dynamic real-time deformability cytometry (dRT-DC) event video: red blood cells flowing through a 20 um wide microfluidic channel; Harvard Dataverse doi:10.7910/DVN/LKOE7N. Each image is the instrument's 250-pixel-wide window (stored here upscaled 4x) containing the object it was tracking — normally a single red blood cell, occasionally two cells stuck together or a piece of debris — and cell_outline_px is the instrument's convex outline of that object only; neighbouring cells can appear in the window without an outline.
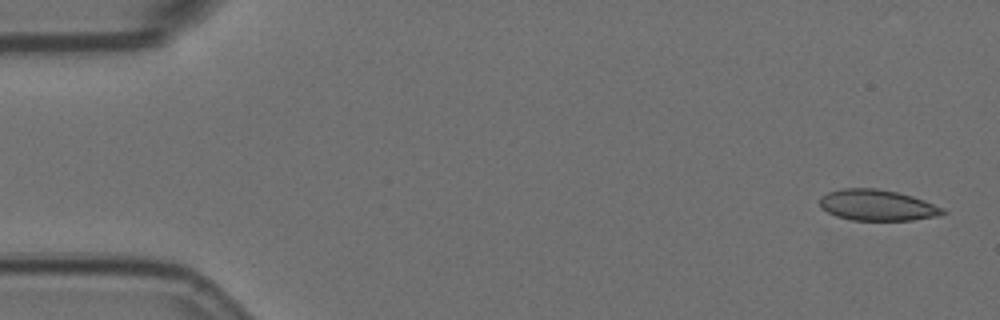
{"species": "Egyptian fruit bat (a non-hibernating species)", "species_latin": "Rousettus aegyptiacus", "temperature_condition": "room temperature", "stored_images_in_passage": 4, "camera_frame_rate_fps": 3000, "um_per_image_px": 0.085, "animal": {"sex": "female"}, "frame": {"image": 1, "passage_image": 1, "time_ms": 0.0, "image_size_px": [1000, 320], "cell_outline_px": [[948, 212], [940, 216], [912, 220], [852, 220], [836, 216], [820, 208], [820, 196], [828, 192], [840, 188], [876, 188], [896, 192], [912, 196], [924, 200], [944, 208]], "centroid_in_image_um": [74.57, 17.44], "position_along_channel_um": 10.4, "area_um2": 22.37}}
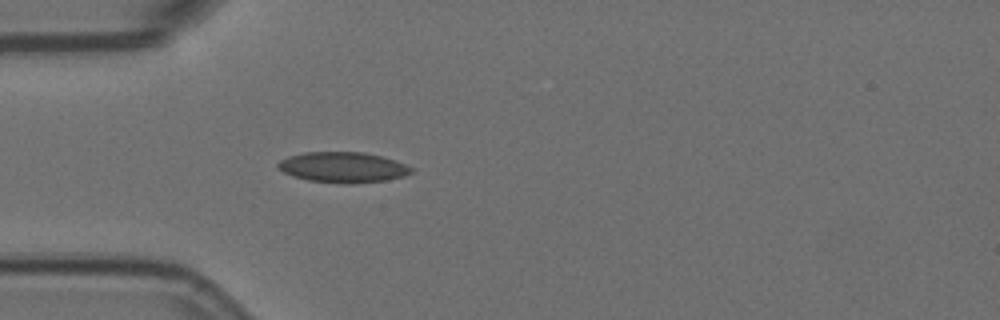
{"frame": {"image": 2, "passage_image": 4, "time_ms": 1.0, "image_size_px": [1000, 320], "cell_outline_px": [[412, 172], [404, 176], [384, 180], [352, 184], [344, 184], [308, 180], [292, 176], [284, 172], [276, 164], [280, 160], [288, 156], [304, 152], [364, 152], [380, 156], [404, 164], [412, 168]], "centroid_in_image_um": [29.11, 14.22], "position_along_channel_um": 55.9, "area_um2": 23.52}}